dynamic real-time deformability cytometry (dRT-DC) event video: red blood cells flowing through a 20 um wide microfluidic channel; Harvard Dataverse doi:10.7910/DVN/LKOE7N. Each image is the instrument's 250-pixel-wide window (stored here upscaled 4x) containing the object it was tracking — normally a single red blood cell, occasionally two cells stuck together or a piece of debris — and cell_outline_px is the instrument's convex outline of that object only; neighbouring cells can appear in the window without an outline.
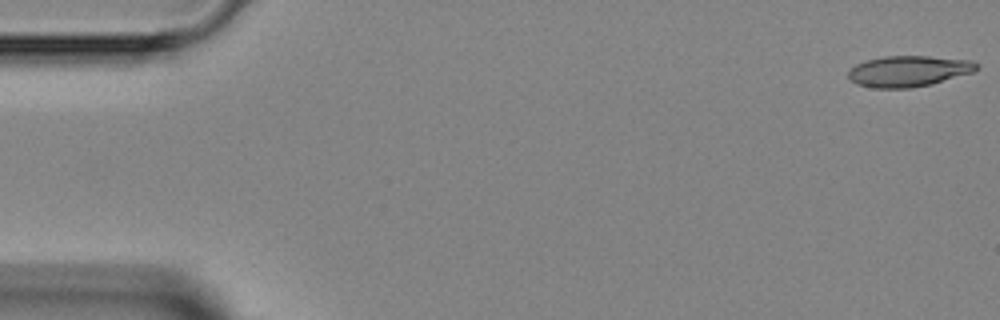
{"species": "Egyptian fruit bat (a non-hibernating species)", "species_latin": "Rousettus aegyptiacus", "temperature_condition": "room temperature", "stored_images_in_passage": 5, "camera_frame_rate_fps": 3000, "um_per_image_px": 0.085, "animal": {"sex": "female"}, "frame": {"image": 1, "passage_image": 1, "time_ms": 0.0, "image_size_px": [1000, 320], "cell_outline_px": [[980, 68], [976, 72], [932, 84], [912, 88], [872, 88], [856, 84], [848, 76], [848, 72], [856, 64], [864, 60], [884, 56], [928, 56], [968, 60], [980, 64]], "centroid_in_image_um": [77.27, 6.05], "position_along_channel_um": 7.7, "area_um2": 23.41}}